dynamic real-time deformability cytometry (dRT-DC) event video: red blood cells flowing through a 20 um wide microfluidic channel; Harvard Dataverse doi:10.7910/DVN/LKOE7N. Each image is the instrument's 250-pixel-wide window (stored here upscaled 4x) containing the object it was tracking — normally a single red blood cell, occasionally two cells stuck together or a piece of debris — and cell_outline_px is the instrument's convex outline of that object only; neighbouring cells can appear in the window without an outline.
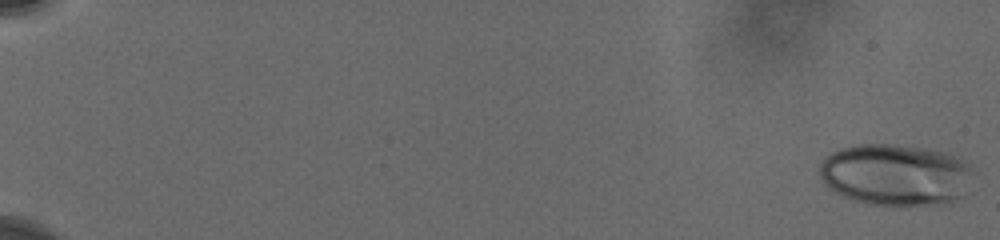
{"species": "human", "species_latin": "Homo sapiens", "temperature_condition": "cold", "stored_images_in_passage": 3, "camera_frame_rate_fps": 3000, "um_per_image_px": 0.085, "donor": {"sex": "male"}, "frame": {"image": 1, "passage_image": 1, "time_ms": 0.0, "image_size_px": [1000, 240], "cell_outline_px": [[976, 168], [964, 196], [952, 204], [896, 208], [892, 208], [868, 204], [844, 196], [828, 188], [820, 180], [820, 164], [832, 152], [844, 148], [860, 144], [892, 144], [928, 148], [960, 156]], "centroid_in_image_um": [76.23, 14.9], "position_along_channel_um": 8.8, "area_um2": 56.99}}